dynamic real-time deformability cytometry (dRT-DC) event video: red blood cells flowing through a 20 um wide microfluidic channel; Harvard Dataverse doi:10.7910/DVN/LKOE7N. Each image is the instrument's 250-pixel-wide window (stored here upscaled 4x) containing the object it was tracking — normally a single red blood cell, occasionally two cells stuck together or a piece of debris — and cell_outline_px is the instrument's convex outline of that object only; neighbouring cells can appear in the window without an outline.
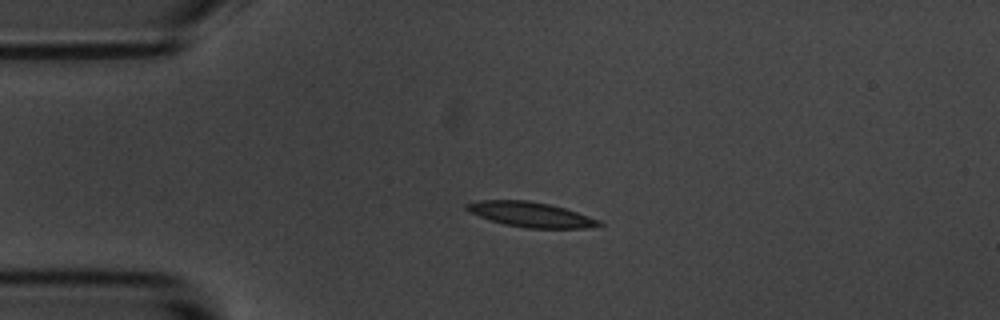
{"species": "common noctule bat (a hibernating species)", "species_latin": "Nyctalus noctula", "temperature_condition": "room temperature", "stored_images_in_passage": 4, "camera_frame_rate_fps": 3000, "um_per_image_px": 0.085, "animal": {"sex": "male", "body_mass_g": 20.1, "forearm_length_mm": 53.5}, "frame": {"image": 1, "passage_image": 3, "time_ms": 2.333, "image_size_px": [1000, 320], "cell_outline_px": [[604, 224], [588, 228], [524, 228], [504, 224], [468, 212], [464, 208], [464, 204], [476, 200], [528, 200], [548, 204], [564, 208], [600, 220]], "centroid_in_image_um": [45.07, 18.23], "position_along_channel_um": 39.9, "area_um2": 19.25}}